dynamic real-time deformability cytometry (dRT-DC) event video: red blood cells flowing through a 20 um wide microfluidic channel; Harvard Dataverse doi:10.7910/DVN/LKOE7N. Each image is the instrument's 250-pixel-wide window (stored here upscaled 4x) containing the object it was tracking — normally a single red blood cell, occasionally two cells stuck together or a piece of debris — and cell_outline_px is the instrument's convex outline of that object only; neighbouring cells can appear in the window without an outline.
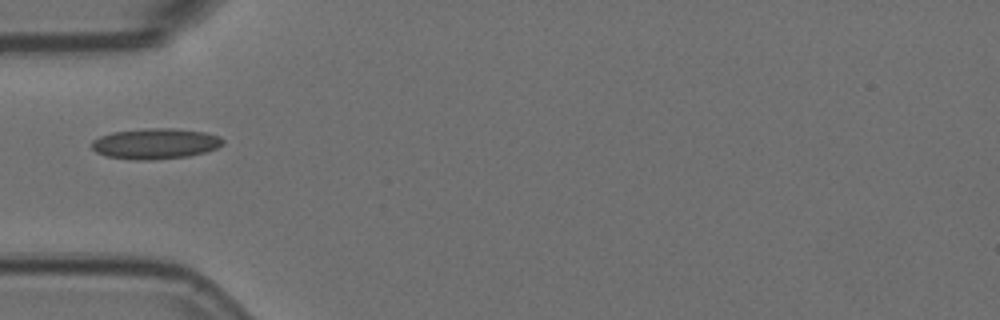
{"species": "Egyptian fruit bat (a non-hibernating species)", "species_latin": "Rousettus aegyptiacus", "temperature_condition": "room temperature", "stored_images_in_passage": 1, "camera_frame_rate_fps": 3000, "um_per_image_px": 0.085, "animal": {"sex": "female"}, "frame": {"image": 1, "passage_image": 1, "time_ms": 0.0, "image_size_px": [1000, 320], "cell_outline_px": [[224, 144], [216, 148], [204, 152], [188, 156], [152, 160], [136, 160], [108, 156], [96, 152], [92, 148], [92, 140], [100, 136], [112, 132], [144, 128], [172, 128], [204, 132], [220, 136], [224, 140]], "centroid_in_image_um": [13.21, 12.2], "position_along_channel_um": 71.8, "area_um2": 23.41}}